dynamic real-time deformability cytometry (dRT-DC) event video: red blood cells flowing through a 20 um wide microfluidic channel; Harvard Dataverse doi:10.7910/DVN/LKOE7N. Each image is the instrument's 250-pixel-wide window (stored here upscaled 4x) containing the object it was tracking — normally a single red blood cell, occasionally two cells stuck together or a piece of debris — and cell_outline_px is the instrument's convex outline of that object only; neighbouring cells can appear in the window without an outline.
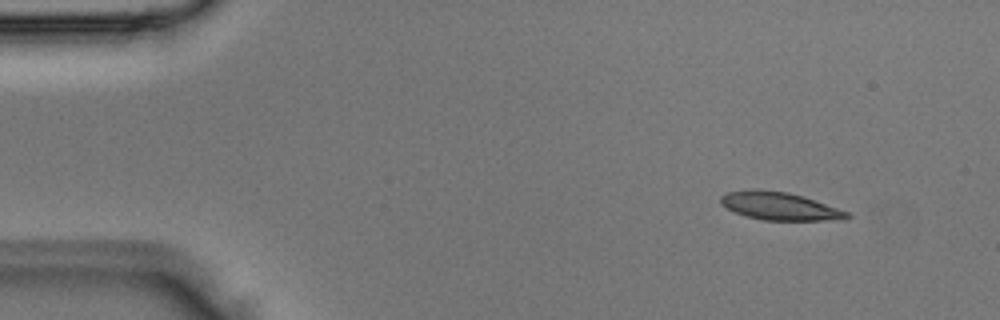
{"species": "Egyptian fruit bat (a non-hibernating species)", "species_latin": "Rousettus aegyptiacus", "temperature_condition": "room temperature", "stored_images_in_passage": 3, "camera_frame_rate_fps": 3000, "um_per_image_px": 0.085, "animal": {"sex": "male"}, "frame": {"image": 1, "passage_image": 1, "time_ms": 0.0, "image_size_px": [1000, 320], "cell_outline_px": [[852, 216], [844, 220], [764, 220], [744, 216], [720, 204], [720, 196], [728, 192], [788, 192], [804, 196], [848, 212]], "centroid_in_image_um": [66.35, 17.57], "position_along_channel_um": 18.6, "area_um2": 19.77}}
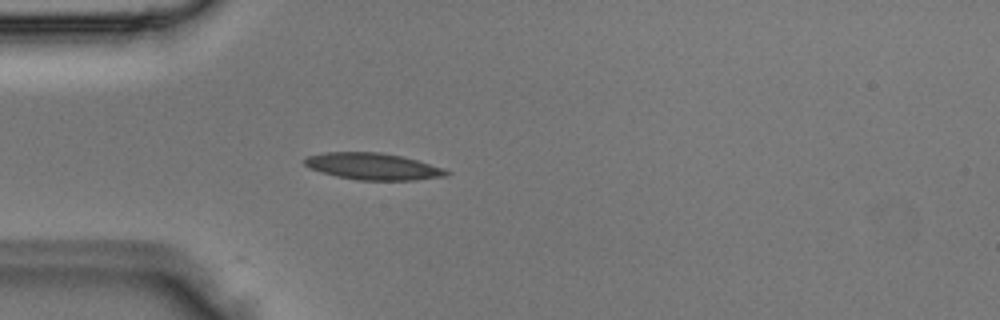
{"frame": {"image": 2, "passage_image": 3, "time_ms": 0.667, "image_size_px": [1000, 320], "cell_outline_px": [[452, 172], [448, 176], [416, 180], [356, 180], [336, 176], [312, 168], [304, 164], [304, 160], [308, 156], [324, 152], [380, 152], [400, 156], [416, 160], [444, 168]], "centroid_in_image_um": [31.76, 14.15], "position_along_channel_um": 53.2, "area_um2": 21.96}}